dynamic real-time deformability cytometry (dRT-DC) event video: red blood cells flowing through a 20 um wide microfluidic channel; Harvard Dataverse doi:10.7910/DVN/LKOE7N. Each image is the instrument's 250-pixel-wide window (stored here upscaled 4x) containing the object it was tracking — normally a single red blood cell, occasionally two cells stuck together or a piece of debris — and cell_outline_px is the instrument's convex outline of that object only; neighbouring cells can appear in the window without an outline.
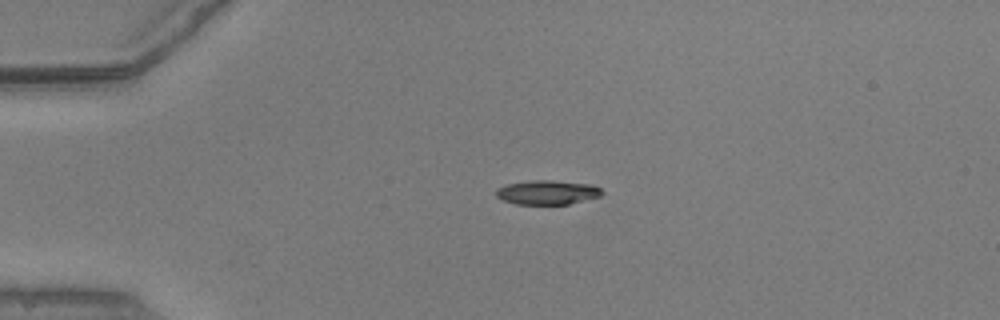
{"species": "common noctule bat (a hibernating species)", "species_latin": "Nyctalus noctula", "temperature_condition": "warm", "stored_images_in_passage": 42, "camera_frame_rate_fps": 3000, "um_per_image_px": 0.085, "animal": {"sex": "male", "body_mass_g": 20.5, "forearm_length_mm": 52.5}, "frame": {"image": 1, "passage_image": 1, "time_ms": 0.0, "image_size_px": [1000, 320], "cell_outline_px": [[604, 192], [600, 196], [568, 204], [516, 204], [504, 200], [496, 196], [496, 188], [508, 184], [532, 180], [552, 180], [592, 184], [600, 188]], "centroid_in_image_um": [46.54, 16.34], "position_along_channel_um": 38.5, "area_um2": 14.91}}
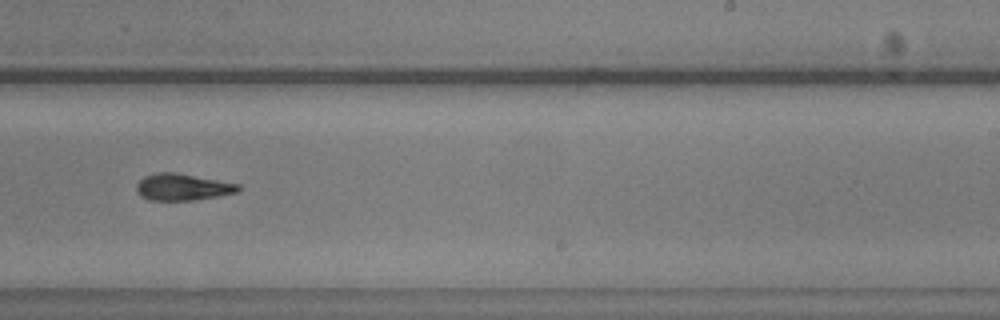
{"frame": {"image": 2, "passage_image": 22, "time_ms": 7.0, "image_size_px": [1000, 320], "cell_outline_px": [[240, 192], [192, 200], [148, 200], [140, 196], [136, 192], [136, 184], [144, 176], [156, 172], [176, 172], [240, 184]], "centroid_in_image_um": [15.49, 15.89], "position_along_channel_um": 273.5, "area_um2": 15.95}}
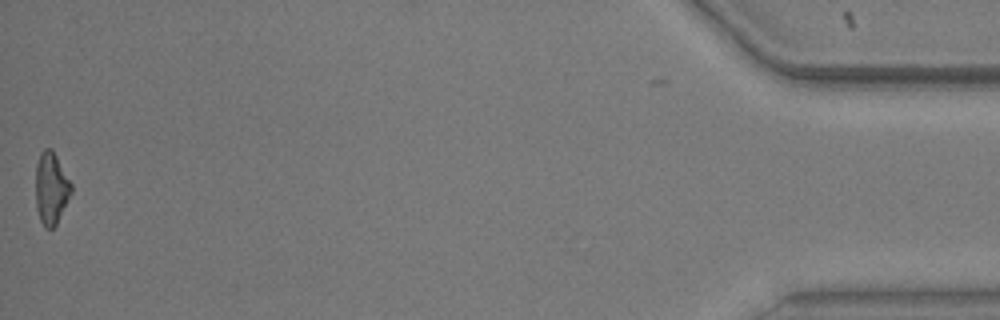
{"frame": {"image": 3, "passage_image": 41, "time_ms": 13.333, "image_size_px": [1000, 320], "cell_outline_px": [[72, 192], [56, 224], [52, 228], [44, 228], [40, 220], [36, 208], [36, 164], [40, 152], [44, 148], [52, 148], [72, 184]], "centroid_in_image_um": [4.34, 15.98], "position_along_channel_um": 430.9, "area_um2": 14.97}, "authors_computed_cell_mechanics": {"area_um2": 15.8372, "velocity_mm_per_s": 3.9126, "shape_relaxation_time_tau1_ms": 11.3339, "shape_relaxation_time_tau2_ms": 4.7395, "deformation_change_tau1": 0.2565, "deformation_change_tau2": 0.1473}}